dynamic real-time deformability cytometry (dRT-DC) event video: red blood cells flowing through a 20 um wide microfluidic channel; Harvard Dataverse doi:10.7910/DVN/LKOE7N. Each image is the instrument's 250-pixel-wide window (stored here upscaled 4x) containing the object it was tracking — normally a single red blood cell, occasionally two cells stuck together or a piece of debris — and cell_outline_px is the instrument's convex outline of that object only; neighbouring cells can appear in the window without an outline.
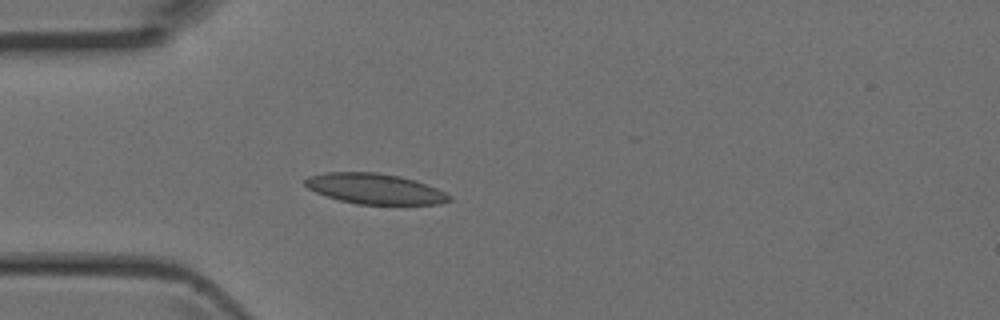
{"species": "Egyptian fruit bat (a non-hibernating species)", "species_latin": "Rousettus aegyptiacus", "temperature_condition": "room temperature", "stored_images_in_passage": 3, "camera_frame_rate_fps": 3000, "um_per_image_px": 0.085, "animal": {"sex": "female"}, "frame": {"image": 1, "passage_image": 3, "time_ms": 0.667, "image_size_px": [1000, 320], "cell_outline_px": [[452, 200], [440, 204], [356, 204], [340, 200], [316, 192], [308, 188], [304, 184], [304, 180], [308, 176], [324, 172], [376, 172], [400, 176], [416, 180], [436, 188], [452, 196]], "centroid_in_image_um": [31.87, 16.04], "position_along_channel_um": 53.1, "area_um2": 25.61}}